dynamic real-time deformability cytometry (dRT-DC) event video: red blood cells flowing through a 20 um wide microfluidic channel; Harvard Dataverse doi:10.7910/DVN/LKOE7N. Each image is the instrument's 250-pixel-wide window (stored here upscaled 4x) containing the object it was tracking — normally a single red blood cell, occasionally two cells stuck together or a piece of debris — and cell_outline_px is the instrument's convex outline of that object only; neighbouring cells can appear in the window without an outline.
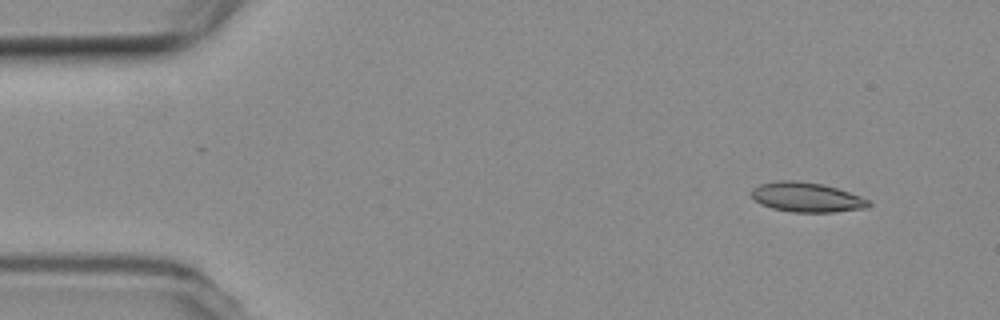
{"species": "common noctule bat (a hibernating species)", "species_latin": "Nyctalus noctula", "temperature_condition": "room temperature", "stored_images_in_passage": 4, "segment_of_instrument_passage": [1, 2], "camera_frame_rate_fps": 3000, "um_per_image_px": 0.085, "animal": {"sex": "female", "body_mass_g": 19.3, "forearm_length_mm": 54.1}, "frame": {"image": 1, "passage_image": 1, "time_ms": 0.0, "image_size_px": [1000, 320], "cell_outline_px": [[872, 204], [868, 208], [832, 212], [792, 212], [772, 208], [760, 204], [752, 196], [752, 188], [760, 184], [776, 180], [796, 180], [820, 184], [836, 188], [860, 196], [868, 200]], "centroid_in_image_um": [68.56, 16.77], "position_along_channel_um": 16.4, "area_um2": 20.17}}